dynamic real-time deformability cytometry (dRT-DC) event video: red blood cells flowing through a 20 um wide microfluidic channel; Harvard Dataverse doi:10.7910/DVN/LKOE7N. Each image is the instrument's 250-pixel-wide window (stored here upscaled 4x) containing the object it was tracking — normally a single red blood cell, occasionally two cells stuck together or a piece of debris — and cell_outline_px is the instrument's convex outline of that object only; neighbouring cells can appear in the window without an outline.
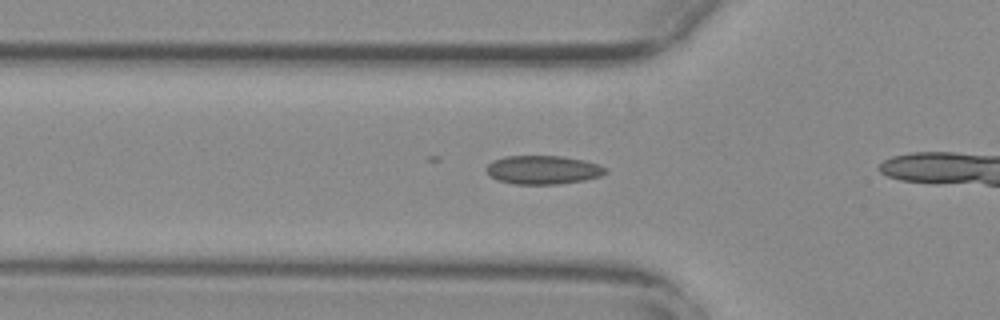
{"species": "common noctule bat (a hibernating species)", "species_latin": "Nyctalus noctula", "temperature_condition": "warm", "stored_images_in_passage": 21, "camera_frame_rate_fps": 3000, "um_per_image_px": 0.085, "animal": {"sex": "female", "body_mass_g": 29.2, "forearm_length_mm": 56.3}, "frame": {"image": 1, "passage_image": 3, "time_ms": 0.667, "image_size_px": [1000, 320], "cell_outline_px": [[608, 172], [600, 176], [584, 180], [560, 184], [512, 184], [496, 180], [488, 176], [484, 168], [492, 160], [504, 156], [560, 156], [584, 160], [600, 164], [608, 168]], "centroid_in_image_um": [46.13, 14.44], "position_along_channel_um": 79.7, "area_um2": 20.29}}
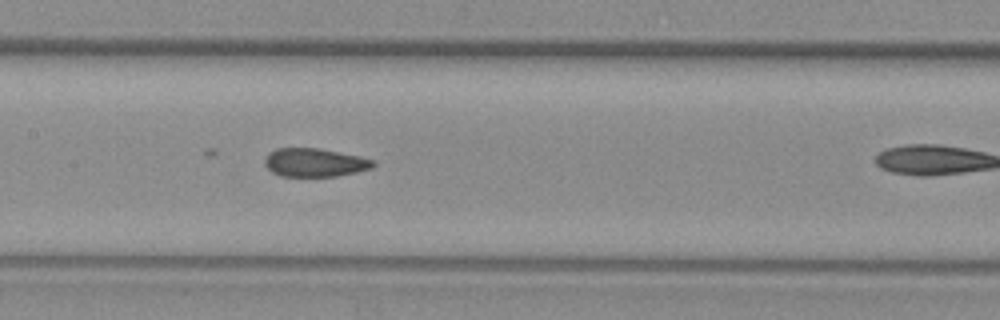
{"frame": {"image": 2, "passage_image": 11, "time_ms": 3.333, "image_size_px": [1000, 320], "cell_outline_px": [[376, 164], [372, 168], [356, 172], [336, 176], [280, 176], [272, 172], [264, 164], [264, 160], [268, 152], [276, 148], [316, 148], [360, 156], [376, 160]], "centroid_in_image_um": [26.75, 13.81], "position_along_channel_um": 180.7, "area_um2": 18.03}}
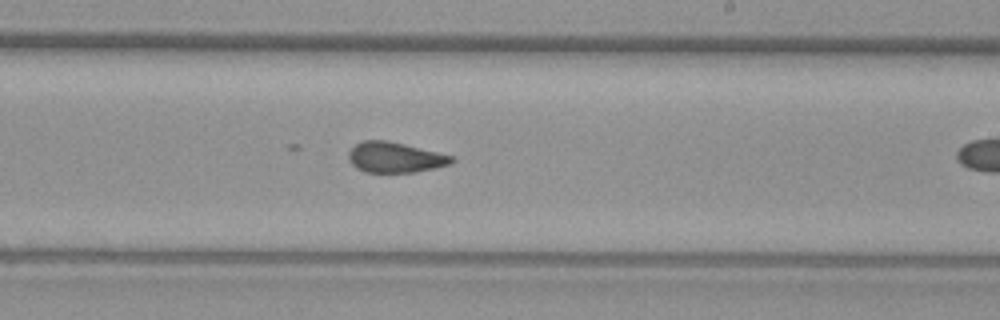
{"frame": {"image": 3, "passage_image": 17, "time_ms": 5.333, "image_size_px": [1000, 320], "cell_outline_px": [[456, 160], [452, 164], [436, 168], [412, 172], [364, 172], [356, 168], [348, 160], [348, 152], [356, 144], [364, 140], [388, 140], [456, 156]], "centroid_in_image_um": [33.62, 13.37], "position_along_channel_um": 255.4, "area_um2": 18.55}}